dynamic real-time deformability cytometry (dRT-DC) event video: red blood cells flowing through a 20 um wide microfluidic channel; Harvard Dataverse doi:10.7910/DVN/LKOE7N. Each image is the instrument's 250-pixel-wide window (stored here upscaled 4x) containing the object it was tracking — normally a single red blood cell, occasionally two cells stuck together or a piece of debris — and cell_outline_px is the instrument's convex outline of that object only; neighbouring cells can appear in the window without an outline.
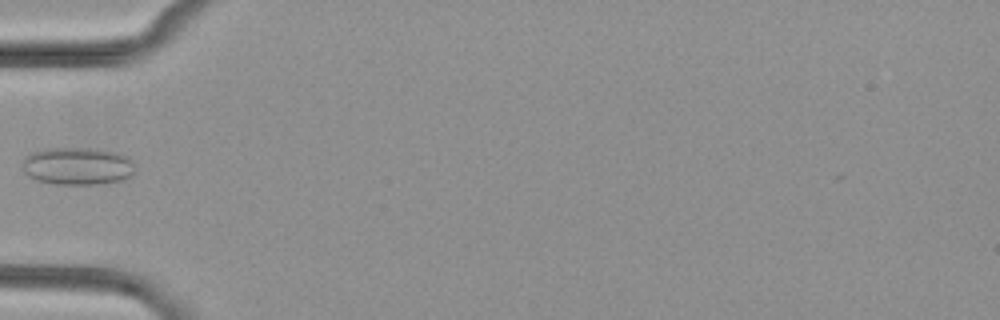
{"species": "common noctule bat (a hibernating species)", "species_latin": "Nyctalus noctula", "temperature_condition": "cold", "stored_images_in_passage": 5, "camera_frame_rate_fps": 3000, "um_per_image_px": 0.085, "animal": {"sex": "female", "body_mass_g": 29.2, "forearm_length_mm": 56.3}, "frame": {"image": 1, "passage_image": 5, "time_ms": 4.667, "image_size_px": [1000, 320], "cell_outline_px": [[132, 172], [124, 180], [96, 184], [56, 184], [36, 180], [28, 176], [24, 172], [24, 156], [32, 152], [48, 148], [96, 148], [116, 152], [128, 156], [132, 160]], "centroid_in_image_um": [6.57, 14.1], "position_along_channel_um": 78.4, "area_um2": 24.62}}